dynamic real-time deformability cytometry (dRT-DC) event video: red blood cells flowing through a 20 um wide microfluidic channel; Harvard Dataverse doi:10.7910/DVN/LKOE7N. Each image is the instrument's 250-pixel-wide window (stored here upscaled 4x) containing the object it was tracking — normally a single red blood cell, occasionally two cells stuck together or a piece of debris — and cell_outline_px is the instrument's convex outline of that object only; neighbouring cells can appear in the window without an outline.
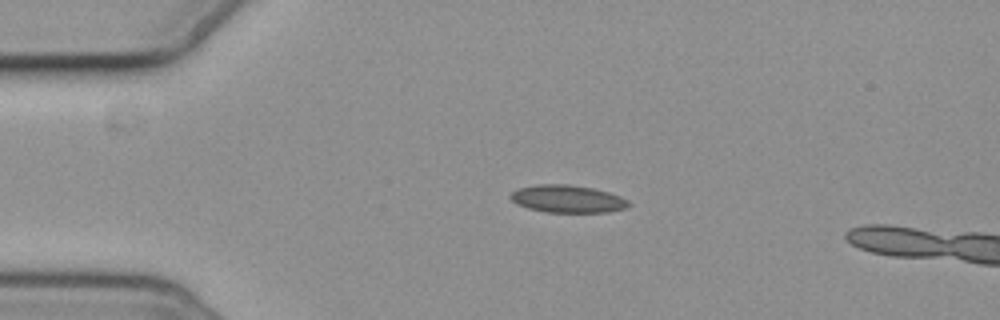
{"species": "common noctule bat (a hibernating species)", "species_latin": "Nyctalus noctula", "temperature_condition": "cold", "stored_images_in_passage": 5, "camera_frame_rate_fps": 3000, "um_per_image_px": 0.085, "animal": {"sex": "female", "body_mass_g": 19.3, "forearm_length_mm": 54.1}, "frame": {"image": 1, "passage_image": 3, "time_ms": 3.333, "image_size_px": [1000, 320], "cell_outline_px": [[632, 204], [624, 208], [608, 212], [548, 212], [528, 208], [516, 204], [508, 196], [516, 188], [536, 184], [568, 184], [592, 188], [608, 192], [620, 196], [628, 200]], "centroid_in_image_um": [48.21, 16.9], "position_along_channel_um": 36.8, "area_um2": 19.02}}